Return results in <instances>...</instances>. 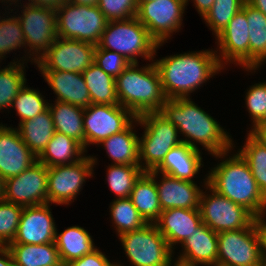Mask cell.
Returning <instances> with one entry per match:
<instances>
[{
    "instance_id": "obj_10",
    "label": "cell",
    "mask_w": 266,
    "mask_h": 266,
    "mask_svg": "<svg viewBox=\"0 0 266 266\" xmlns=\"http://www.w3.org/2000/svg\"><path fill=\"white\" fill-rule=\"evenodd\" d=\"M21 6L24 9L17 17L23 29L25 48H30L26 53L29 57L25 60L30 58V62L35 63L57 38L56 10L27 3Z\"/></svg>"
},
{
    "instance_id": "obj_5",
    "label": "cell",
    "mask_w": 266,
    "mask_h": 266,
    "mask_svg": "<svg viewBox=\"0 0 266 266\" xmlns=\"http://www.w3.org/2000/svg\"><path fill=\"white\" fill-rule=\"evenodd\" d=\"M162 45L134 17L129 20L108 21L97 46L123 55L130 63H138L139 56L149 62L153 61L157 49Z\"/></svg>"
},
{
    "instance_id": "obj_24",
    "label": "cell",
    "mask_w": 266,
    "mask_h": 266,
    "mask_svg": "<svg viewBox=\"0 0 266 266\" xmlns=\"http://www.w3.org/2000/svg\"><path fill=\"white\" fill-rule=\"evenodd\" d=\"M202 154L200 150L192 148L186 143H181L172 148L166 155L162 163L153 171L188 181H193V177L199 173L202 164Z\"/></svg>"
},
{
    "instance_id": "obj_15",
    "label": "cell",
    "mask_w": 266,
    "mask_h": 266,
    "mask_svg": "<svg viewBox=\"0 0 266 266\" xmlns=\"http://www.w3.org/2000/svg\"><path fill=\"white\" fill-rule=\"evenodd\" d=\"M137 117L120 104H90L84 109L85 150L125 130Z\"/></svg>"
},
{
    "instance_id": "obj_43",
    "label": "cell",
    "mask_w": 266,
    "mask_h": 266,
    "mask_svg": "<svg viewBox=\"0 0 266 266\" xmlns=\"http://www.w3.org/2000/svg\"><path fill=\"white\" fill-rule=\"evenodd\" d=\"M248 89L245 103L254 127L259 121L266 119V81L256 83Z\"/></svg>"
},
{
    "instance_id": "obj_41",
    "label": "cell",
    "mask_w": 266,
    "mask_h": 266,
    "mask_svg": "<svg viewBox=\"0 0 266 266\" xmlns=\"http://www.w3.org/2000/svg\"><path fill=\"white\" fill-rule=\"evenodd\" d=\"M23 206L0 200V245H8L15 239Z\"/></svg>"
},
{
    "instance_id": "obj_52",
    "label": "cell",
    "mask_w": 266,
    "mask_h": 266,
    "mask_svg": "<svg viewBox=\"0 0 266 266\" xmlns=\"http://www.w3.org/2000/svg\"><path fill=\"white\" fill-rule=\"evenodd\" d=\"M99 0H68V2L73 4H79L84 6H95L98 4Z\"/></svg>"
},
{
    "instance_id": "obj_20",
    "label": "cell",
    "mask_w": 266,
    "mask_h": 266,
    "mask_svg": "<svg viewBox=\"0 0 266 266\" xmlns=\"http://www.w3.org/2000/svg\"><path fill=\"white\" fill-rule=\"evenodd\" d=\"M157 175L158 172H155V184L162 211L171 208L199 210L202 189L195 181L178 179L161 173L162 178L158 182Z\"/></svg>"
},
{
    "instance_id": "obj_26",
    "label": "cell",
    "mask_w": 266,
    "mask_h": 266,
    "mask_svg": "<svg viewBox=\"0 0 266 266\" xmlns=\"http://www.w3.org/2000/svg\"><path fill=\"white\" fill-rule=\"evenodd\" d=\"M87 151L76 140L55 131L37 160L47 167L70 165L83 159Z\"/></svg>"
},
{
    "instance_id": "obj_2",
    "label": "cell",
    "mask_w": 266,
    "mask_h": 266,
    "mask_svg": "<svg viewBox=\"0 0 266 266\" xmlns=\"http://www.w3.org/2000/svg\"><path fill=\"white\" fill-rule=\"evenodd\" d=\"M153 61L166 99L189 98L190 93L224 69L219 64L216 50L212 49L189 51Z\"/></svg>"
},
{
    "instance_id": "obj_31",
    "label": "cell",
    "mask_w": 266,
    "mask_h": 266,
    "mask_svg": "<svg viewBox=\"0 0 266 266\" xmlns=\"http://www.w3.org/2000/svg\"><path fill=\"white\" fill-rule=\"evenodd\" d=\"M55 245L63 265L97 248L89 232L80 226L68 227L60 234L56 232Z\"/></svg>"
},
{
    "instance_id": "obj_16",
    "label": "cell",
    "mask_w": 266,
    "mask_h": 266,
    "mask_svg": "<svg viewBox=\"0 0 266 266\" xmlns=\"http://www.w3.org/2000/svg\"><path fill=\"white\" fill-rule=\"evenodd\" d=\"M48 167L38 160L5 180L4 200L23 207L47 204Z\"/></svg>"
},
{
    "instance_id": "obj_21",
    "label": "cell",
    "mask_w": 266,
    "mask_h": 266,
    "mask_svg": "<svg viewBox=\"0 0 266 266\" xmlns=\"http://www.w3.org/2000/svg\"><path fill=\"white\" fill-rule=\"evenodd\" d=\"M176 263L185 266H217L218 233L202 223L182 244Z\"/></svg>"
},
{
    "instance_id": "obj_40",
    "label": "cell",
    "mask_w": 266,
    "mask_h": 266,
    "mask_svg": "<svg viewBox=\"0 0 266 266\" xmlns=\"http://www.w3.org/2000/svg\"><path fill=\"white\" fill-rule=\"evenodd\" d=\"M6 17H0V61L11 51L25 48V38L19 18L16 15Z\"/></svg>"
},
{
    "instance_id": "obj_46",
    "label": "cell",
    "mask_w": 266,
    "mask_h": 266,
    "mask_svg": "<svg viewBox=\"0 0 266 266\" xmlns=\"http://www.w3.org/2000/svg\"><path fill=\"white\" fill-rule=\"evenodd\" d=\"M266 214L254 218V226L259 236L261 258H266Z\"/></svg>"
},
{
    "instance_id": "obj_45",
    "label": "cell",
    "mask_w": 266,
    "mask_h": 266,
    "mask_svg": "<svg viewBox=\"0 0 266 266\" xmlns=\"http://www.w3.org/2000/svg\"><path fill=\"white\" fill-rule=\"evenodd\" d=\"M111 262L108 257L96 248L92 252L84 255L83 257L70 261L64 266H109Z\"/></svg>"
},
{
    "instance_id": "obj_34",
    "label": "cell",
    "mask_w": 266,
    "mask_h": 266,
    "mask_svg": "<svg viewBox=\"0 0 266 266\" xmlns=\"http://www.w3.org/2000/svg\"><path fill=\"white\" fill-rule=\"evenodd\" d=\"M22 58V59H21ZM15 62L13 59L9 65L0 69V109H7L12 106L17 93L25 86V57ZM24 59V60H23ZM22 61V62H21Z\"/></svg>"
},
{
    "instance_id": "obj_3",
    "label": "cell",
    "mask_w": 266,
    "mask_h": 266,
    "mask_svg": "<svg viewBox=\"0 0 266 266\" xmlns=\"http://www.w3.org/2000/svg\"><path fill=\"white\" fill-rule=\"evenodd\" d=\"M229 151L212 155L222 162L212 168L207 184L218 194L244 206L255 217L266 214V198L261 193L246 160L237 151L227 158ZM225 158V159H224Z\"/></svg>"
},
{
    "instance_id": "obj_48",
    "label": "cell",
    "mask_w": 266,
    "mask_h": 266,
    "mask_svg": "<svg viewBox=\"0 0 266 266\" xmlns=\"http://www.w3.org/2000/svg\"><path fill=\"white\" fill-rule=\"evenodd\" d=\"M27 4L41 7H48L57 10L61 5L68 2V0H28Z\"/></svg>"
},
{
    "instance_id": "obj_30",
    "label": "cell",
    "mask_w": 266,
    "mask_h": 266,
    "mask_svg": "<svg viewBox=\"0 0 266 266\" xmlns=\"http://www.w3.org/2000/svg\"><path fill=\"white\" fill-rule=\"evenodd\" d=\"M14 266H64L55 242L40 245L8 244Z\"/></svg>"
},
{
    "instance_id": "obj_51",
    "label": "cell",
    "mask_w": 266,
    "mask_h": 266,
    "mask_svg": "<svg viewBox=\"0 0 266 266\" xmlns=\"http://www.w3.org/2000/svg\"><path fill=\"white\" fill-rule=\"evenodd\" d=\"M247 2L266 15V0H247Z\"/></svg>"
},
{
    "instance_id": "obj_12",
    "label": "cell",
    "mask_w": 266,
    "mask_h": 266,
    "mask_svg": "<svg viewBox=\"0 0 266 266\" xmlns=\"http://www.w3.org/2000/svg\"><path fill=\"white\" fill-rule=\"evenodd\" d=\"M254 222L248 228L218 233L217 266H262Z\"/></svg>"
},
{
    "instance_id": "obj_23",
    "label": "cell",
    "mask_w": 266,
    "mask_h": 266,
    "mask_svg": "<svg viewBox=\"0 0 266 266\" xmlns=\"http://www.w3.org/2000/svg\"><path fill=\"white\" fill-rule=\"evenodd\" d=\"M40 73L57 95L56 101L69 103L83 109L91 104L82 73L65 71H40Z\"/></svg>"
},
{
    "instance_id": "obj_47",
    "label": "cell",
    "mask_w": 266,
    "mask_h": 266,
    "mask_svg": "<svg viewBox=\"0 0 266 266\" xmlns=\"http://www.w3.org/2000/svg\"><path fill=\"white\" fill-rule=\"evenodd\" d=\"M257 141L266 146V119L259 121L248 131Z\"/></svg>"
},
{
    "instance_id": "obj_13",
    "label": "cell",
    "mask_w": 266,
    "mask_h": 266,
    "mask_svg": "<svg viewBox=\"0 0 266 266\" xmlns=\"http://www.w3.org/2000/svg\"><path fill=\"white\" fill-rule=\"evenodd\" d=\"M186 6V0L138 2L136 17L158 44L165 43L181 29Z\"/></svg>"
},
{
    "instance_id": "obj_56",
    "label": "cell",
    "mask_w": 266,
    "mask_h": 266,
    "mask_svg": "<svg viewBox=\"0 0 266 266\" xmlns=\"http://www.w3.org/2000/svg\"><path fill=\"white\" fill-rule=\"evenodd\" d=\"M262 266H266V258H262Z\"/></svg>"
},
{
    "instance_id": "obj_49",
    "label": "cell",
    "mask_w": 266,
    "mask_h": 266,
    "mask_svg": "<svg viewBox=\"0 0 266 266\" xmlns=\"http://www.w3.org/2000/svg\"><path fill=\"white\" fill-rule=\"evenodd\" d=\"M188 1L190 0H186L187 5L189 4ZM191 1L192 2L194 1L193 3L195 5L196 10L201 15V18H203L212 7L215 0H191Z\"/></svg>"
},
{
    "instance_id": "obj_37",
    "label": "cell",
    "mask_w": 266,
    "mask_h": 266,
    "mask_svg": "<svg viewBox=\"0 0 266 266\" xmlns=\"http://www.w3.org/2000/svg\"><path fill=\"white\" fill-rule=\"evenodd\" d=\"M246 142L237 151L246 160L256 183L266 198V146L248 133Z\"/></svg>"
},
{
    "instance_id": "obj_7",
    "label": "cell",
    "mask_w": 266,
    "mask_h": 266,
    "mask_svg": "<svg viewBox=\"0 0 266 266\" xmlns=\"http://www.w3.org/2000/svg\"><path fill=\"white\" fill-rule=\"evenodd\" d=\"M57 37L98 45L108 20L97 5L67 2L56 10Z\"/></svg>"
},
{
    "instance_id": "obj_17",
    "label": "cell",
    "mask_w": 266,
    "mask_h": 266,
    "mask_svg": "<svg viewBox=\"0 0 266 266\" xmlns=\"http://www.w3.org/2000/svg\"><path fill=\"white\" fill-rule=\"evenodd\" d=\"M249 24L246 19V2L215 38L218 43L216 55L224 68L228 63L249 69Z\"/></svg>"
},
{
    "instance_id": "obj_57",
    "label": "cell",
    "mask_w": 266,
    "mask_h": 266,
    "mask_svg": "<svg viewBox=\"0 0 266 266\" xmlns=\"http://www.w3.org/2000/svg\"><path fill=\"white\" fill-rule=\"evenodd\" d=\"M138 2L157 1V0H137Z\"/></svg>"
},
{
    "instance_id": "obj_19",
    "label": "cell",
    "mask_w": 266,
    "mask_h": 266,
    "mask_svg": "<svg viewBox=\"0 0 266 266\" xmlns=\"http://www.w3.org/2000/svg\"><path fill=\"white\" fill-rule=\"evenodd\" d=\"M37 161L17 128L0 124V175L4 180L18 176Z\"/></svg>"
},
{
    "instance_id": "obj_27",
    "label": "cell",
    "mask_w": 266,
    "mask_h": 266,
    "mask_svg": "<svg viewBox=\"0 0 266 266\" xmlns=\"http://www.w3.org/2000/svg\"><path fill=\"white\" fill-rule=\"evenodd\" d=\"M130 199L147 223H155L159 219L162 209L155 184V171L144 172L139 177Z\"/></svg>"
},
{
    "instance_id": "obj_50",
    "label": "cell",
    "mask_w": 266,
    "mask_h": 266,
    "mask_svg": "<svg viewBox=\"0 0 266 266\" xmlns=\"http://www.w3.org/2000/svg\"><path fill=\"white\" fill-rule=\"evenodd\" d=\"M0 266H14L12 255L6 245H0Z\"/></svg>"
},
{
    "instance_id": "obj_35",
    "label": "cell",
    "mask_w": 266,
    "mask_h": 266,
    "mask_svg": "<svg viewBox=\"0 0 266 266\" xmlns=\"http://www.w3.org/2000/svg\"><path fill=\"white\" fill-rule=\"evenodd\" d=\"M110 204L109 212L118 237L124 233L141 229L147 224L130 198H116Z\"/></svg>"
},
{
    "instance_id": "obj_54",
    "label": "cell",
    "mask_w": 266,
    "mask_h": 266,
    "mask_svg": "<svg viewBox=\"0 0 266 266\" xmlns=\"http://www.w3.org/2000/svg\"><path fill=\"white\" fill-rule=\"evenodd\" d=\"M0 1L3 2V3L5 2L6 4H8V3L10 2L9 5H7L8 8H9L10 5L12 6V4H16V3H18L19 1H20V2H19L18 4H22V3H21V0H0ZM14 2H15V3H14Z\"/></svg>"
},
{
    "instance_id": "obj_8",
    "label": "cell",
    "mask_w": 266,
    "mask_h": 266,
    "mask_svg": "<svg viewBox=\"0 0 266 266\" xmlns=\"http://www.w3.org/2000/svg\"><path fill=\"white\" fill-rule=\"evenodd\" d=\"M132 266H171L174 257L165 237L155 223L119 236Z\"/></svg>"
},
{
    "instance_id": "obj_53",
    "label": "cell",
    "mask_w": 266,
    "mask_h": 266,
    "mask_svg": "<svg viewBox=\"0 0 266 266\" xmlns=\"http://www.w3.org/2000/svg\"><path fill=\"white\" fill-rule=\"evenodd\" d=\"M5 180L0 175V200L4 199Z\"/></svg>"
},
{
    "instance_id": "obj_11",
    "label": "cell",
    "mask_w": 266,
    "mask_h": 266,
    "mask_svg": "<svg viewBox=\"0 0 266 266\" xmlns=\"http://www.w3.org/2000/svg\"><path fill=\"white\" fill-rule=\"evenodd\" d=\"M96 156H85L70 165L48 167L47 202L58 205H70L82 190L86 178L93 176Z\"/></svg>"
},
{
    "instance_id": "obj_29",
    "label": "cell",
    "mask_w": 266,
    "mask_h": 266,
    "mask_svg": "<svg viewBox=\"0 0 266 266\" xmlns=\"http://www.w3.org/2000/svg\"><path fill=\"white\" fill-rule=\"evenodd\" d=\"M48 108L51 111L55 131L78 141L85 149L84 109L69 103L53 101Z\"/></svg>"
},
{
    "instance_id": "obj_38",
    "label": "cell",
    "mask_w": 266,
    "mask_h": 266,
    "mask_svg": "<svg viewBox=\"0 0 266 266\" xmlns=\"http://www.w3.org/2000/svg\"><path fill=\"white\" fill-rule=\"evenodd\" d=\"M37 89H31L25 86L17 93L13 100L12 108L16 110V114L20 118V122L31 120L36 115L44 112L48 108V102Z\"/></svg>"
},
{
    "instance_id": "obj_32",
    "label": "cell",
    "mask_w": 266,
    "mask_h": 266,
    "mask_svg": "<svg viewBox=\"0 0 266 266\" xmlns=\"http://www.w3.org/2000/svg\"><path fill=\"white\" fill-rule=\"evenodd\" d=\"M246 19L249 24V69L256 72L266 63V15L246 1Z\"/></svg>"
},
{
    "instance_id": "obj_42",
    "label": "cell",
    "mask_w": 266,
    "mask_h": 266,
    "mask_svg": "<svg viewBox=\"0 0 266 266\" xmlns=\"http://www.w3.org/2000/svg\"><path fill=\"white\" fill-rule=\"evenodd\" d=\"M97 6L108 21L129 20L137 16V0H99Z\"/></svg>"
},
{
    "instance_id": "obj_6",
    "label": "cell",
    "mask_w": 266,
    "mask_h": 266,
    "mask_svg": "<svg viewBox=\"0 0 266 266\" xmlns=\"http://www.w3.org/2000/svg\"><path fill=\"white\" fill-rule=\"evenodd\" d=\"M137 119L144 128L143 135L139 137V165L145 172L153 171L182 140L177 127L160 112L145 113Z\"/></svg>"
},
{
    "instance_id": "obj_18",
    "label": "cell",
    "mask_w": 266,
    "mask_h": 266,
    "mask_svg": "<svg viewBox=\"0 0 266 266\" xmlns=\"http://www.w3.org/2000/svg\"><path fill=\"white\" fill-rule=\"evenodd\" d=\"M50 209V203L24 207L17 234L10 244L40 245L55 242L58 230Z\"/></svg>"
},
{
    "instance_id": "obj_14",
    "label": "cell",
    "mask_w": 266,
    "mask_h": 266,
    "mask_svg": "<svg viewBox=\"0 0 266 266\" xmlns=\"http://www.w3.org/2000/svg\"><path fill=\"white\" fill-rule=\"evenodd\" d=\"M96 45L57 37L35 65L39 71L83 73L93 62Z\"/></svg>"
},
{
    "instance_id": "obj_39",
    "label": "cell",
    "mask_w": 266,
    "mask_h": 266,
    "mask_svg": "<svg viewBox=\"0 0 266 266\" xmlns=\"http://www.w3.org/2000/svg\"><path fill=\"white\" fill-rule=\"evenodd\" d=\"M247 0H215L210 10L202 18L217 36L228 22L239 12Z\"/></svg>"
},
{
    "instance_id": "obj_1",
    "label": "cell",
    "mask_w": 266,
    "mask_h": 266,
    "mask_svg": "<svg viewBox=\"0 0 266 266\" xmlns=\"http://www.w3.org/2000/svg\"><path fill=\"white\" fill-rule=\"evenodd\" d=\"M160 113L177 127L183 143L200 150L197 143L211 155L235 147L231 135L210 114L198 107L191 98L167 99ZM234 145V146H233Z\"/></svg>"
},
{
    "instance_id": "obj_4",
    "label": "cell",
    "mask_w": 266,
    "mask_h": 266,
    "mask_svg": "<svg viewBox=\"0 0 266 266\" xmlns=\"http://www.w3.org/2000/svg\"><path fill=\"white\" fill-rule=\"evenodd\" d=\"M131 63L115 78L119 104L136 117L150 112H160L167 100L161 86V78L154 61L138 68Z\"/></svg>"
},
{
    "instance_id": "obj_9",
    "label": "cell",
    "mask_w": 266,
    "mask_h": 266,
    "mask_svg": "<svg viewBox=\"0 0 266 266\" xmlns=\"http://www.w3.org/2000/svg\"><path fill=\"white\" fill-rule=\"evenodd\" d=\"M203 180L204 188L210 193L202 190L199 210L202 222L211 230L217 233L239 230L254 222L255 216L249 210L218 194L207 184V177Z\"/></svg>"
},
{
    "instance_id": "obj_55",
    "label": "cell",
    "mask_w": 266,
    "mask_h": 266,
    "mask_svg": "<svg viewBox=\"0 0 266 266\" xmlns=\"http://www.w3.org/2000/svg\"><path fill=\"white\" fill-rule=\"evenodd\" d=\"M109 266H124L123 264H120V263H115V262H112Z\"/></svg>"
},
{
    "instance_id": "obj_44",
    "label": "cell",
    "mask_w": 266,
    "mask_h": 266,
    "mask_svg": "<svg viewBox=\"0 0 266 266\" xmlns=\"http://www.w3.org/2000/svg\"><path fill=\"white\" fill-rule=\"evenodd\" d=\"M94 63L113 78L120 76L123 70L131 64L123 55L107 49H100L98 46L94 53Z\"/></svg>"
},
{
    "instance_id": "obj_22",
    "label": "cell",
    "mask_w": 266,
    "mask_h": 266,
    "mask_svg": "<svg viewBox=\"0 0 266 266\" xmlns=\"http://www.w3.org/2000/svg\"><path fill=\"white\" fill-rule=\"evenodd\" d=\"M202 223L200 210L185 208L164 210L155 222L173 251L175 249L173 246L182 244L191 237Z\"/></svg>"
},
{
    "instance_id": "obj_58",
    "label": "cell",
    "mask_w": 266,
    "mask_h": 266,
    "mask_svg": "<svg viewBox=\"0 0 266 266\" xmlns=\"http://www.w3.org/2000/svg\"><path fill=\"white\" fill-rule=\"evenodd\" d=\"M174 264L173 265H171V266H185V265H180V264H178V263H176V262H173Z\"/></svg>"
},
{
    "instance_id": "obj_25",
    "label": "cell",
    "mask_w": 266,
    "mask_h": 266,
    "mask_svg": "<svg viewBox=\"0 0 266 266\" xmlns=\"http://www.w3.org/2000/svg\"><path fill=\"white\" fill-rule=\"evenodd\" d=\"M134 123H138L137 118L125 130L113 134L98 144L99 146L102 144L114 164L139 165V137L133 131Z\"/></svg>"
},
{
    "instance_id": "obj_33",
    "label": "cell",
    "mask_w": 266,
    "mask_h": 266,
    "mask_svg": "<svg viewBox=\"0 0 266 266\" xmlns=\"http://www.w3.org/2000/svg\"><path fill=\"white\" fill-rule=\"evenodd\" d=\"M89 91L91 104L117 105L119 104L115 78L105 73L94 62L82 73Z\"/></svg>"
},
{
    "instance_id": "obj_28",
    "label": "cell",
    "mask_w": 266,
    "mask_h": 266,
    "mask_svg": "<svg viewBox=\"0 0 266 266\" xmlns=\"http://www.w3.org/2000/svg\"><path fill=\"white\" fill-rule=\"evenodd\" d=\"M17 130L23 142L38 157L55 133L51 111L47 108L31 120L18 124Z\"/></svg>"
},
{
    "instance_id": "obj_36",
    "label": "cell",
    "mask_w": 266,
    "mask_h": 266,
    "mask_svg": "<svg viewBox=\"0 0 266 266\" xmlns=\"http://www.w3.org/2000/svg\"><path fill=\"white\" fill-rule=\"evenodd\" d=\"M145 171L140 165H117L111 163L107 168L108 186L117 197L130 198L136 181Z\"/></svg>"
}]
</instances>
